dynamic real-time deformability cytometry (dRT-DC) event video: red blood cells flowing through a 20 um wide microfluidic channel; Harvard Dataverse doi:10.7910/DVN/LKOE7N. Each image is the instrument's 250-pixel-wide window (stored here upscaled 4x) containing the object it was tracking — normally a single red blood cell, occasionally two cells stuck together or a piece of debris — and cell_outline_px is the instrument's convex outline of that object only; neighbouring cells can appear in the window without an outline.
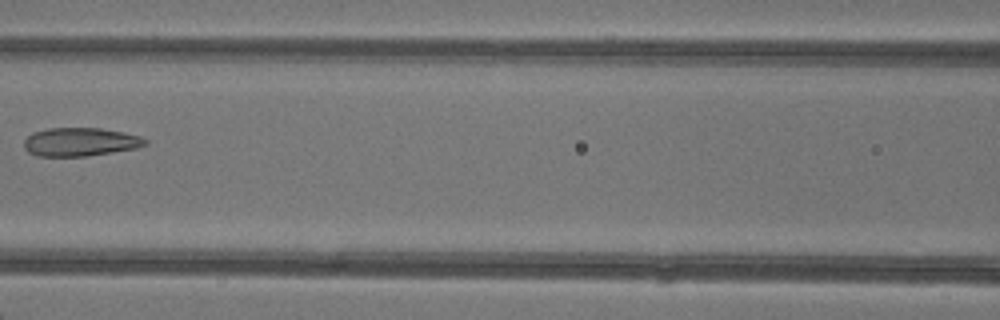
{"species": "common noctule bat (a hibernating species)", "species_latin": "Nyctalus noctula", "temperature_condition": "warm", "stored_images_in_passage": 8, "camera_frame_rate_fps": 3000, "um_per_image_px": 0.085, "animal": {"sex": "female"}, "frame": {"image": 1, "passage_image": 7, "time_ms": 8.667, "image_size_px": [1000, 320], "cell_outline_px": [[148, 144], [136, 148], [88, 156], [36, 156], [28, 152], [24, 148], [24, 140], [32, 132], [48, 128], [100, 128], [124, 132], [140, 136], [148, 140]], "centroid_in_image_um": [6.82, 12.06], "position_along_channel_um": 159.8, "area_um2": 20.23}}
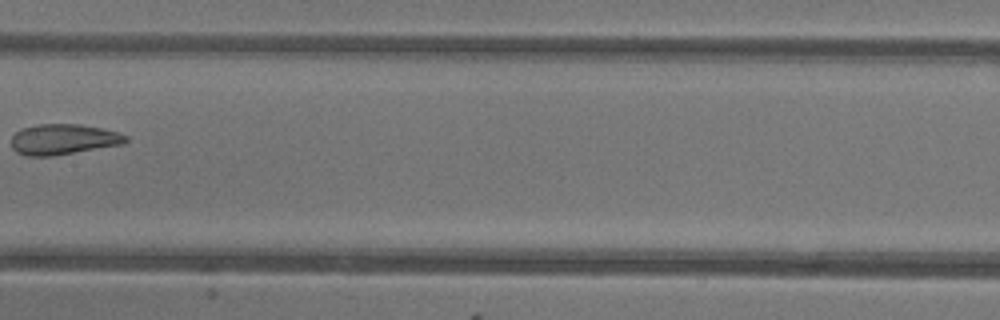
{"frame": {"image": 2, "passage_image": 8, "time_ms": 9.667, "image_size_px": [1000, 320], "cell_outline_px": [[128, 140], [124, 144], [52, 156], [24, 156], [16, 152], [12, 148], [12, 136], [16, 132], [24, 128], [36, 124], [80, 124], [120, 132], [128, 136]], "centroid_in_image_um": [5.4, 11.85], "position_along_channel_um": 202.0, "area_um2": 20.46}}